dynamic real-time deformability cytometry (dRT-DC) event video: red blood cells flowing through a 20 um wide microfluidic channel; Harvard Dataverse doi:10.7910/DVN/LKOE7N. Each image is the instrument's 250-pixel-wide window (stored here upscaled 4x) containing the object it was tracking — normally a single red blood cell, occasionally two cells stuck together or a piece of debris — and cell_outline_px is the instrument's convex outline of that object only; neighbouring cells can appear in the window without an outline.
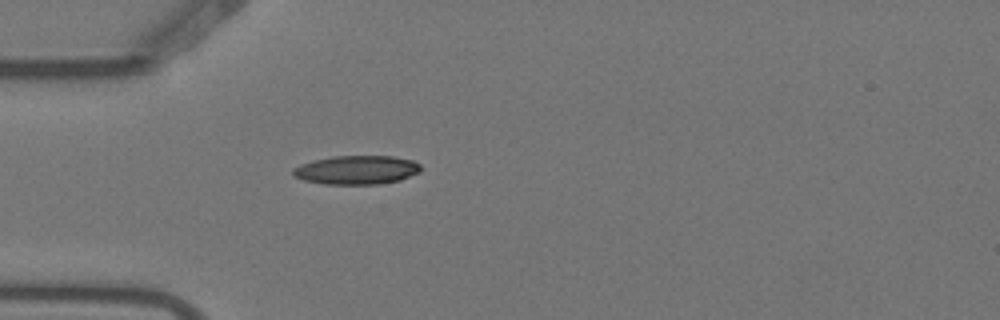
{"species": "Egyptian fruit bat (a non-hibernating species)", "species_latin": "Rousettus aegyptiacus", "temperature_condition": "warm", "stored_images_in_passage": 1, "camera_frame_rate_fps": 3000, "um_per_image_px": 0.085, "animal": {"sex": "female"}, "frame": {"image": 1, "passage_image": 1, "time_ms": 0.0, "image_size_px": [1000, 320], "cell_outline_px": [[420, 172], [400, 180], [380, 184], [324, 184], [304, 180], [296, 176], [292, 172], [292, 168], [300, 164], [312, 160], [332, 156], [392, 156], [412, 160], [420, 164]], "centroid_in_image_um": [30.31, 14.44], "position_along_channel_um": 54.7, "area_um2": 21.5}}